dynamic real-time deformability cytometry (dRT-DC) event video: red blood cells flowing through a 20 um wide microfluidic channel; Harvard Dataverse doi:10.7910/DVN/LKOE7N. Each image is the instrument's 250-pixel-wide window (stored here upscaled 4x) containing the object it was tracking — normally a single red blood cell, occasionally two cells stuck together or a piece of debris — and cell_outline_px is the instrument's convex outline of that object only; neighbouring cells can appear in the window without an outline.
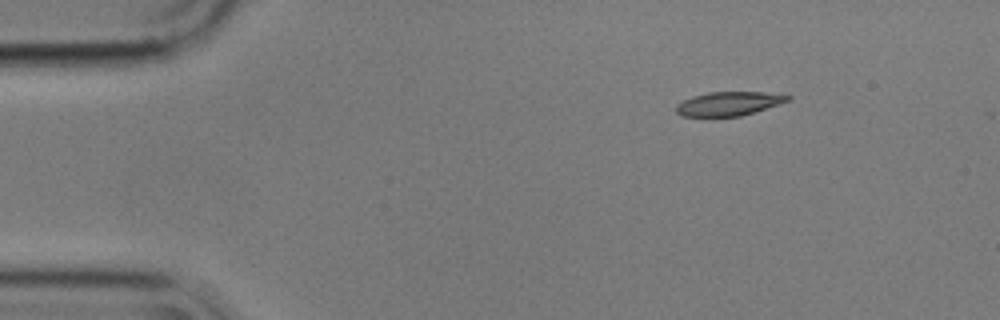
{"species": "common noctule bat (a hibernating species)", "species_latin": "Nyctalus noctula", "temperature_condition": "cold", "stored_images_in_passage": 49, "camera_frame_rate_fps": 3000, "um_per_image_px": 0.085, "animal": {"sex": "male", "body_mass_g": 17.9}, "frame": {"image": 1, "passage_image": 1, "time_ms": 0.0, "image_size_px": [1000, 320], "cell_outline_px": [[792, 96], [788, 100], [740, 116], [680, 116], [676, 112], [676, 104], [692, 96], [708, 92], [764, 92]], "centroid_in_image_um": [61.86, 8.8], "position_along_channel_um": 23.1, "area_um2": 15.2}}
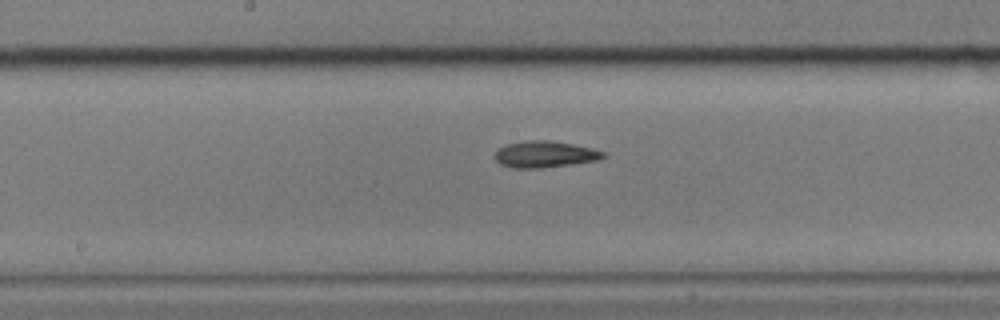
{"frame": {"image": 2, "passage_image": 22, "time_ms": 7.0, "image_size_px": [1000, 320], "cell_outline_px": [[608, 156], [596, 160], [540, 168], [512, 168], [500, 164], [492, 156], [504, 144], [524, 140], [548, 140], [572, 144], [592, 148], [604, 152]], "centroid_in_image_um": [46.26, 13.1], "position_along_channel_um": 201.9, "area_um2": 16.7}}
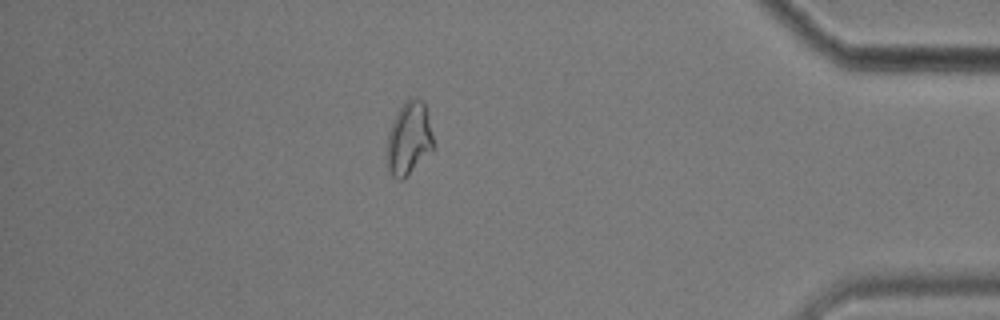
{"frame": {"image": 3, "passage_image": 42, "time_ms": 13.667, "image_size_px": [1000, 320], "cell_outline_px": [[432, 148], [400, 180], [396, 180], [392, 176], [388, 168], [384, 156], [388, 132], [392, 120], [396, 112], [408, 96], [416, 96], [424, 104], [428, 116], [432, 136]], "centroid_in_image_um": [34.67, 11.7], "position_along_channel_um": 400.5, "area_um2": 19.59}, "authors_computed_cell_mechanics": {"area_um2": 16.7042, "velocity_mm_per_s": 3.5605, "shape_relaxation_time_tau1_ms": null, "shape_relaxation_time_tau2_ms": 4.9983, "deformation_change_tau1": null, "deformation_change_tau2": 0.1005}}